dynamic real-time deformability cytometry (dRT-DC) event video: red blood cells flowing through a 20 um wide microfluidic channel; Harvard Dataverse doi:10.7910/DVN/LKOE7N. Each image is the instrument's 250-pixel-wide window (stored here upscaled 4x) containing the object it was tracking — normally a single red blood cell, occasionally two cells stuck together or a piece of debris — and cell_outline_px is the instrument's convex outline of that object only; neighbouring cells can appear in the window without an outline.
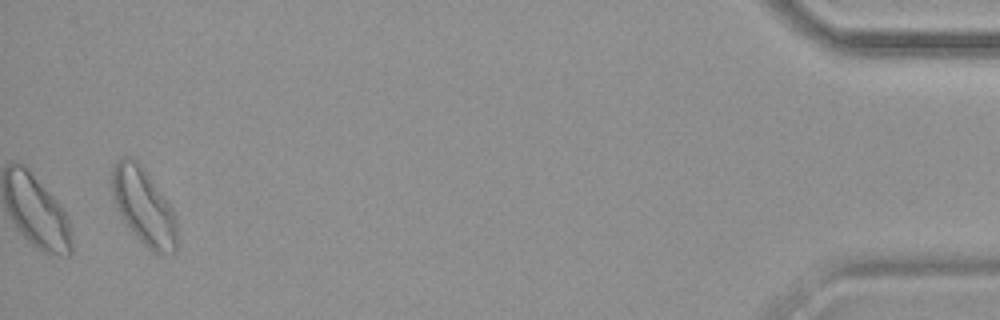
{"species": "common noctule bat (a hibernating species)", "species_latin": "Nyctalus noctula", "temperature_condition": "warm", "stored_images_in_passage": 33, "camera_frame_rate_fps": 3000, "um_per_image_px": 0.085, "animal": {"sex": "female", "body_mass_g": 19.9}, "frame": {"image": 1, "passage_image": 33, "time_ms": 10.667, "image_size_px": [1000, 320], "cell_outline_px": [[176, 252], [152, 252], [132, 232], [124, 220], [112, 200], [112, 168], [116, 160], [120, 156], [128, 156], [136, 160], [144, 168], [172, 208], [176, 216]], "centroid_in_image_um": [12.19, 17.5], "position_along_channel_um": 423.0, "area_um2": 28.84}}